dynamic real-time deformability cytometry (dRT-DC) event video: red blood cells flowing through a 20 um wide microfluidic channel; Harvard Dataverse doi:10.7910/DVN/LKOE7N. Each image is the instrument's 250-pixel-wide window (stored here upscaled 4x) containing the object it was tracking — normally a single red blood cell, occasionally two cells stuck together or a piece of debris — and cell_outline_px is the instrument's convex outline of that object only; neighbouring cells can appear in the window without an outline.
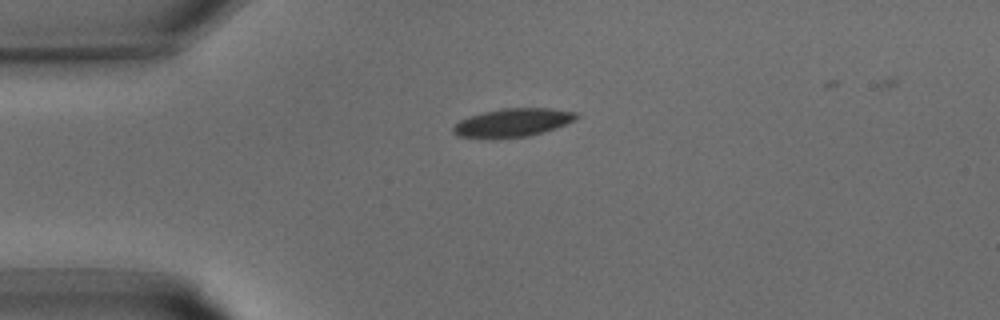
{"species": "common noctule bat (a hibernating species)", "species_latin": "Nyctalus noctula", "temperature_condition": "warm", "stored_images_in_passage": 1, "camera_frame_rate_fps": 3000, "um_per_image_px": 0.085, "animal": {"sex": "male", "body_mass_g": 15.6}, "frame": {"image": 1, "passage_image": 1, "time_ms": 0.0, "image_size_px": [1000, 320], "cell_outline_px": [[568, 116], [564, 120], [540, 128], [524, 132], [464, 132], [460, 128], [464, 124], [492, 116], [520, 112], [524, 112]], "centroid_in_image_um": [43.57, 10.43], "position_along_channel_um": 41.4, "area_um2": 10.46}}